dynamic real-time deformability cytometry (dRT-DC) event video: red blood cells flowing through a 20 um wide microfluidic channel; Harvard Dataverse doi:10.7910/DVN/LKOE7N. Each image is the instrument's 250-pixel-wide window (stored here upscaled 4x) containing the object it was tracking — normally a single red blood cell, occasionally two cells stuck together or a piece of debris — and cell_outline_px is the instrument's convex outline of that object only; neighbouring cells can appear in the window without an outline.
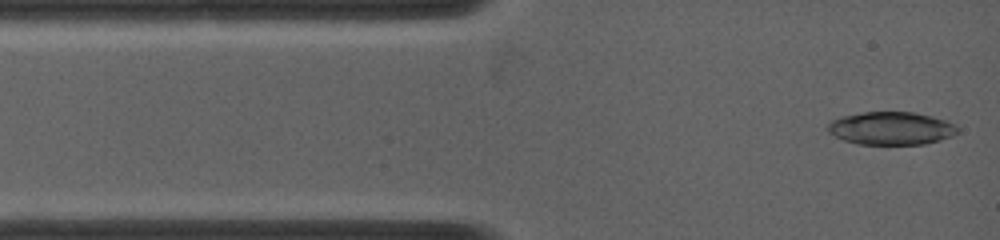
{"species": "common noctule bat (a hibernating species)", "species_latin": "Nyctalus noctula", "temperature_condition": "warm", "stored_images_in_passage": 12, "camera_frame_rate_fps": 5000, "um_per_image_px": 0.085, "animal": {"sex": "female", "body_mass_g": 19.0, "forearm_length_mm": 53.3}, "frame": {"image": 1, "passage_image": 1, "time_ms": 0.0, "image_size_px": [1000, 240], "cell_outline_px": [[960, 132], [952, 136], [940, 140], [924, 144], [856, 144], [844, 140], [828, 132], [828, 124], [832, 120], [840, 116], [864, 112], [912, 112], [932, 116], [948, 120], [956, 124], [960, 128]], "centroid_in_image_um": [75.8, 10.9], "position_along_channel_um": 9.2, "area_um2": 25.14}}
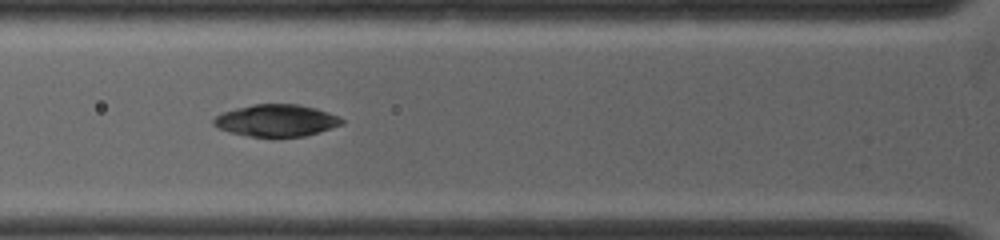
{"frame": {"image": 2, "passage_image": 8, "time_ms": 1.4, "image_size_px": [1000, 240], "cell_outline_px": [[344, 124], [320, 132], [304, 136], [276, 140], [272, 140], [248, 136], [228, 132], [216, 128], [212, 124], [212, 120], [220, 112], [252, 104], [300, 104], [316, 108], [340, 116], [344, 120]], "centroid_in_image_um": [23.47, 10.28], "position_along_channel_um": 102.3, "area_um2": 25.03}}
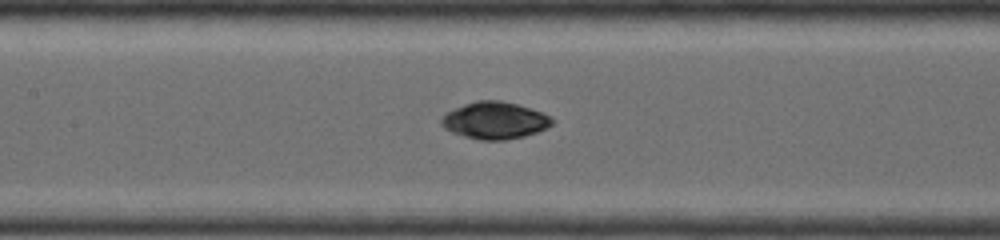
{"frame": {"image": 3, "passage_image": 11, "time_ms": 2.0, "image_size_px": [1000, 240], "cell_outline_px": [[556, 120], [548, 128], [524, 136], [508, 140], [476, 140], [452, 132], [444, 128], [440, 124], [440, 116], [444, 112], [452, 108], [476, 100], [500, 100], [532, 108], [552, 116]], "centroid_in_image_um": [42.04, 10.23], "position_along_channel_um": 165.4, "area_um2": 24.45}}